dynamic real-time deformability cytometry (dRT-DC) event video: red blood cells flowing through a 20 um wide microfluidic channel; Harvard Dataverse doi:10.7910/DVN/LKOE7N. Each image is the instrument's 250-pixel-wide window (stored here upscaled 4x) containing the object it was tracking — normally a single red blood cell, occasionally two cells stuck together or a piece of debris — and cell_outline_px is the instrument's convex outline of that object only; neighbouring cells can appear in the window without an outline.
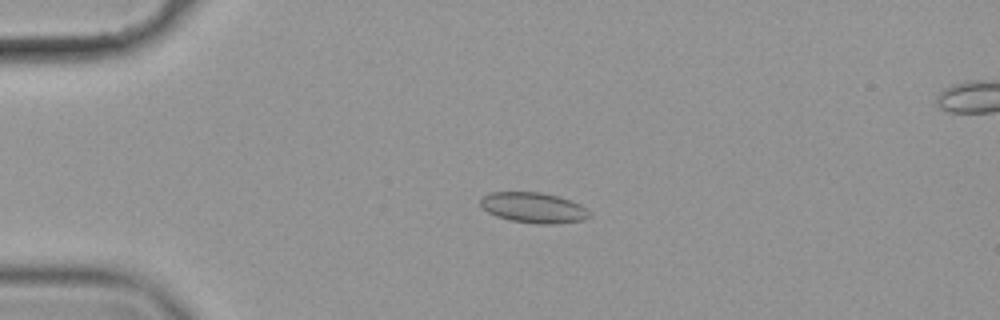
{"species": "common noctule bat (a hibernating species)", "species_latin": "Nyctalus noctula", "temperature_condition": "cold", "stored_images_in_passage": 56, "camera_frame_rate_fps": 3000, "um_per_image_px": 0.085, "animal": {"sex": "female", "body_mass_g": 19.9}, "frame": {"image": 1, "passage_image": 13, "time_ms": 4.0, "image_size_px": [1000, 320], "cell_outline_px": [[592, 216], [584, 220], [556, 224], [536, 224], [512, 220], [496, 216], [488, 212], [480, 204], [480, 200], [484, 196], [492, 192], [540, 192], [560, 196], [572, 200], [580, 204]], "centroid_in_image_um": [45.39, 17.65], "position_along_channel_um": 39.6, "area_um2": 19.36}}
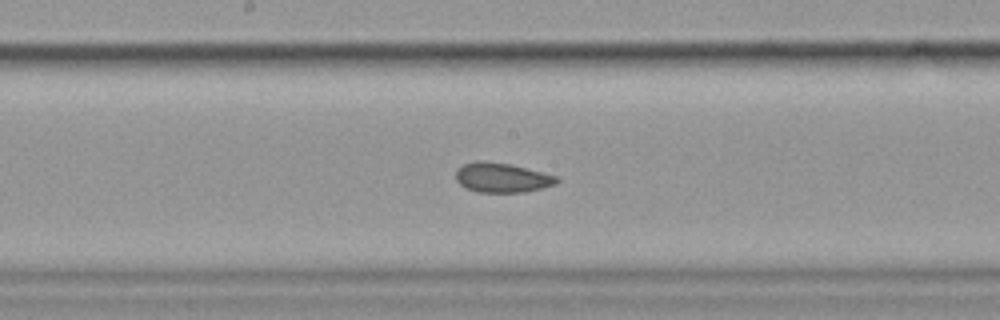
{"frame": {"image": 2, "passage_image": 30, "time_ms": 9.667, "image_size_px": [1000, 320], "cell_outline_px": [[560, 180], [556, 184], [524, 192], [476, 192], [464, 188], [456, 180], [456, 172], [464, 164], [480, 160], [512, 164], [560, 176]], "centroid_in_image_um": [42.7, 15.1], "position_along_channel_um": 205.5, "area_um2": 17.57}}
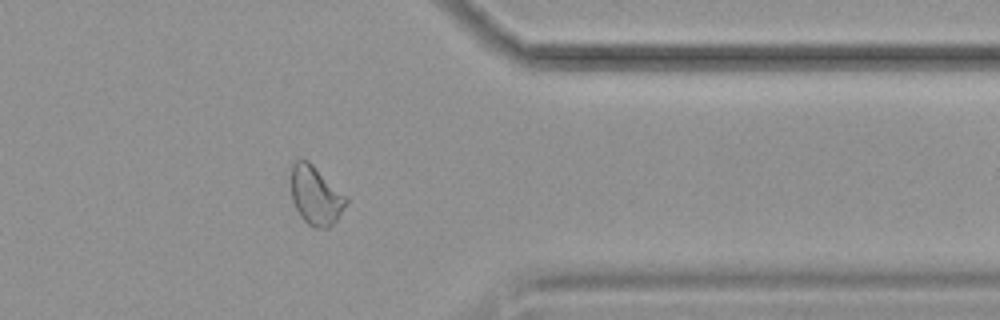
{"frame": {"image": 3, "passage_image": 46, "time_ms": 15.0, "image_size_px": [1000, 320], "cell_outline_px": [[348, 200], [336, 220], [328, 228], [312, 228], [300, 216], [292, 200], [292, 164], [300, 156], [308, 160]], "centroid_in_image_um": [26.79, 16.62], "position_along_channel_um": 384.6, "area_um2": 18.38}, "authors_computed_cell_mechanics": {"area_um2": 18.4671, "velocity_mm_per_s": 3.5253, "shape_relaxation_time_tau1_ms": null, "shape_relaxation_time_tau2_ms": 2.1205, "deformation_change_tau1": null, "deformation_change_tau2": 0.0685}}